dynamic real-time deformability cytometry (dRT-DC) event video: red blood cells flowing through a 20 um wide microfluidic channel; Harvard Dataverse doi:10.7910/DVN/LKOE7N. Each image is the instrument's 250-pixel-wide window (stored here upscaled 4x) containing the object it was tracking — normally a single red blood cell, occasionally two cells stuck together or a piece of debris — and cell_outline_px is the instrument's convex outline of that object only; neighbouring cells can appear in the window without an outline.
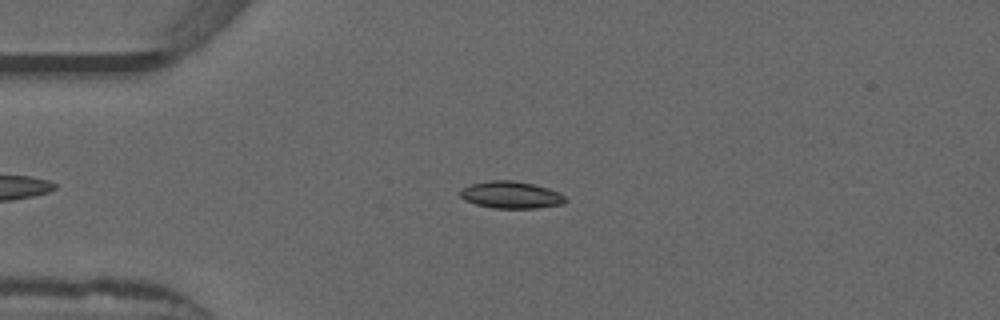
{"species": "common noctule bat (a hibernating species)", "species_latin": "Nyctalus noctula", "temperature_condition": "warm", "stored_images_in_passage": 52, "camera_frame_rate_fps": 3000, "um_per_image_px": 0.085, "animal": {"sex": "male", "forearm_length_mm": 52.5}, "frame": {"image": 1, "passage_image": 12, "time_ms": 3.667, "image_size_px": [1000, 320], "cell_outline_px": [[568, 200], [564, 204], [536, 208], [492, 208], [476, 204], [464, 200], [460, 196], [460, 192], [464, 188], [472, 184], [488, 180], [512, 180], [532, 184], [548, 188], [564, 196]], "centroid_in_image_um": [43.44, 16.57], "position_along_channel_um": 41.6, "area_um2": 16.47}}
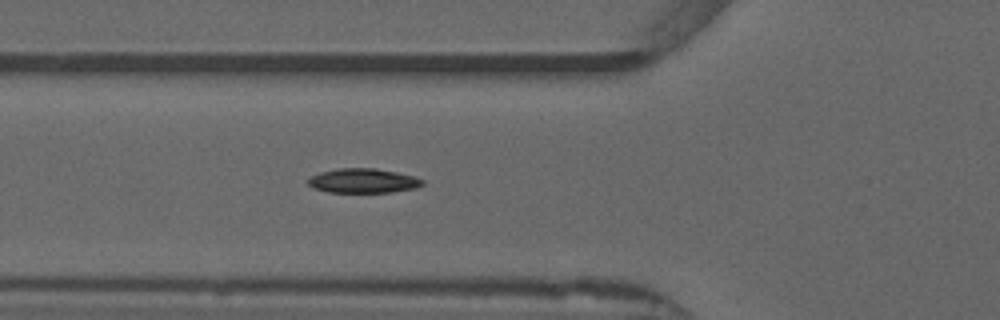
{"frame": {"image": 2, "passage_image": 18, "time_ms": 5.667, "image_size_px": [1000, 320], "cell_outline_px": [[424, 184], [416, 188], [392, 192], [328, 192], [312, 188], [304, 180], [320, 172], [336, 168], [376, 168], [396, 172], [412, 176], [424, 180]], "centroid_in_image_um": [30.82, 15.36], "position_along_channel_um": 95.0, "area_um2": 16.42}}
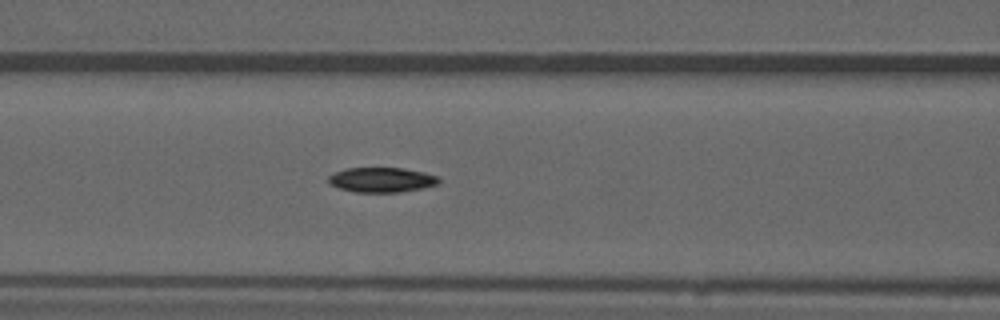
{"frame": {"image": 3, "passage_image": 21, "time_ms": 6.667, "image_size_px": [1000, 320], "cell_outline_px": [[440, 184], [424, 188], [400, 192], [356, 192], [340, 188], [328, 184], [328, 176], [344, 168], [404, 168], [424, 172], [440, 176]], "centroid_in_image_um": [32.48, 15.28], "position_along_channel_um": 134.1, "area_um2": 16.18}, "authors_computed_cell_mechanics": {"area_um2": 16.2129, "velocity_mm_per_s": 3.8875, "shape_relaxation_time_tau1_ms": 9.1604, "shape_relaxation_time_tau2_ms": null, "deformation_change_tau1": 0.1213, "deformation_change_tau2": null}}